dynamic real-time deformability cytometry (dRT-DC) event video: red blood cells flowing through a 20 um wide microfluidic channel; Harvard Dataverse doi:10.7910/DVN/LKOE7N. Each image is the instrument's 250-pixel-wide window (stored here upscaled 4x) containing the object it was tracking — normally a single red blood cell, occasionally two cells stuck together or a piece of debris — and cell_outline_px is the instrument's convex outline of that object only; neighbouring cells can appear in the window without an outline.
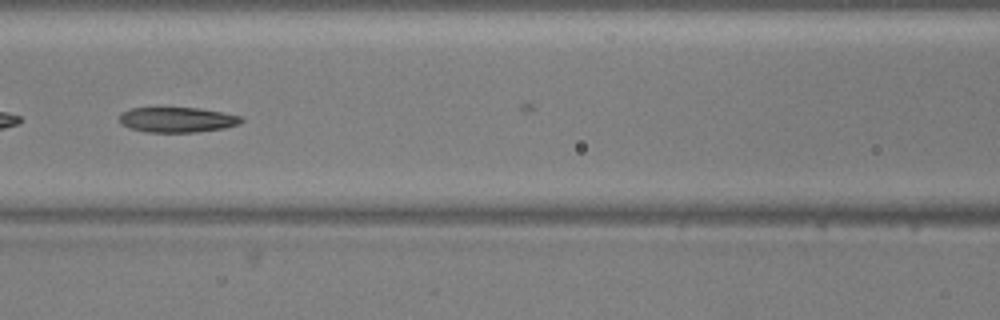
{"species": "common noctule bat (a hibernating species)", "species_latin": "Nyctalus noctula", "temperature_condition": "warm", "stored_images_in_passage": 15, "camera_frame_rate_fps": 3000, "um_per_image_px": 0.085, "animal": {"sex": "male", "body_mass_g": 20.5, "forearm_length_mm": 52.5}, "frame": {"image": 1, "passage_image": 14, "time_ms": 4.333, "image_size_px": [1000, 320], "cell_outline_px": [[244, 120], [240, 124], [224, 128], [196, 132], [148, 132], [132, 128], [120, 124], [120, 116], [124, 112], [132, 108], [200, 108], [224, 112], [244, 116]], "centroid_in_image_um": [15.15, 10.17], "position_along_channel_um": 151.4, "area_um2": 17.86}}